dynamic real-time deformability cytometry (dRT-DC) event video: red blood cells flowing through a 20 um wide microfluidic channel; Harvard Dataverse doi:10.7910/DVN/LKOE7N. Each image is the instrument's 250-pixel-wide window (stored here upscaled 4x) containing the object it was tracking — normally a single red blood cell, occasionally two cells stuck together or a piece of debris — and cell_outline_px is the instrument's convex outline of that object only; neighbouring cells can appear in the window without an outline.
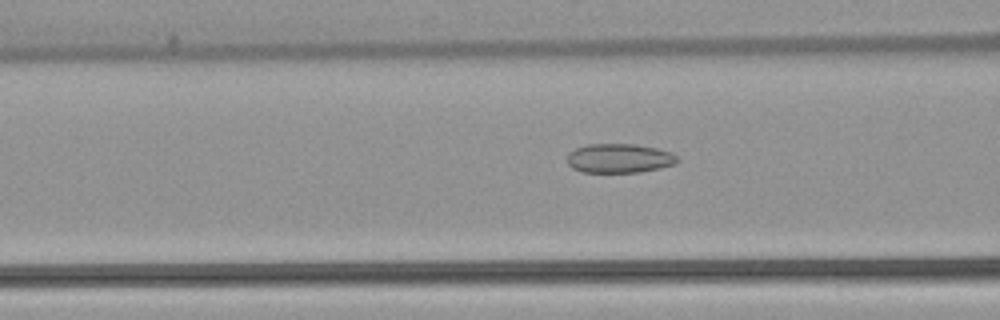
{"species": "common noctule bat (a hibernating species)", "species_latin": "Nyctalus noctula", "temperature_condition": "warm", "stored_images_in_passage": 53, "camera_frame_rate_fps": 3000, "um_per_image_px": 0.085, "animal": {"sex": "female", "body_mass_g": 22.7, "forearm_length_mm": 54.2}, "frame": {"image": 1, "passage_image": 21, "time_ms": 6.667, "image_size_px": [1000, 320], "cell_outline_px": [[680, 160], [676, 164], [660, 168], [640, 172], [580, 172], [572, 168], [568, 164], [568, 152], [576, 148], [588, 144], [636, 144], [656, 148], [672, 152]], "centroid_in_image_um": [52.65, 13.45], "position_along_channel_um": 113.9, "area_um2": 18.9}}
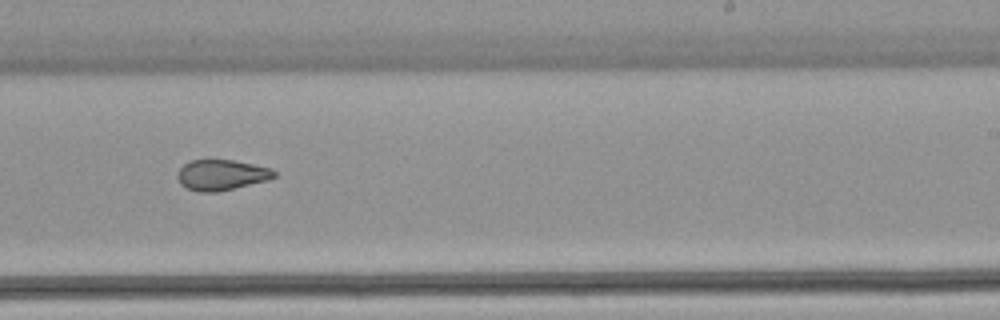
{"frame": {"image": 2, "passage_image": 33, "time_ms": 10.667, "image_size_px": [1000, 320], "cell_outline_px": [[276, 176], [268, 180], [216, 192], [200, 192], [188, 188], [180, 184], [176, 176], [180, 168], [184, 164], [192, 160], [232, 160], [272, 168], [276, 172]], "centroid_in_image_um": [18.82, 14.87], "position_along_channel_um": 270.2, "area_um2": 17.11}}
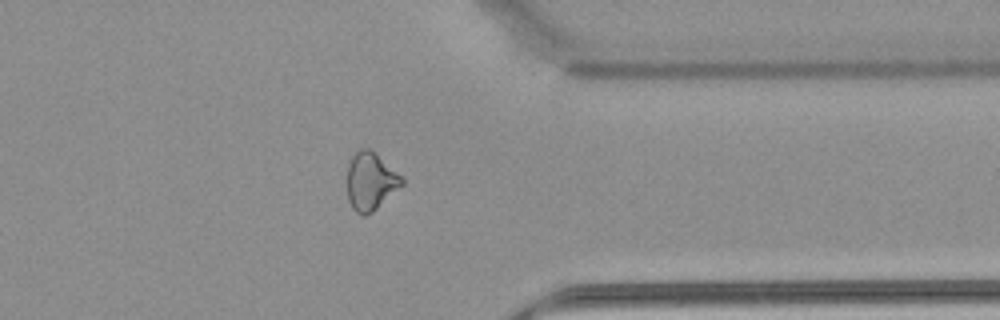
{"frame": {"image": 3, "passage_image": 42, "time_ms": 13.667, "image_size_px": [1000, 320], "cell_outline_px": [[404, 184], [372, 212], [364, 216], [360, 216], [352, 208], [348, 200], [348, 164], [352, 156], [360, 148], [372, 148], [404, 180]], "centroid_in_image_um": [31.49, 15.41], "position_along_channel_um": 379.9, "area_um2": 18.38}, "authors_computed_cell_mechanics": {"area_um2": 20.1722, "velocity_mm_per_s": 3.9093, "shape_relaxation_time_tau1_ms": null, "shape_relaxation_time_tau2_ms": 2.5851, "deformation_change_tau1": null, "deformation_change_tau2": 0.0863}}